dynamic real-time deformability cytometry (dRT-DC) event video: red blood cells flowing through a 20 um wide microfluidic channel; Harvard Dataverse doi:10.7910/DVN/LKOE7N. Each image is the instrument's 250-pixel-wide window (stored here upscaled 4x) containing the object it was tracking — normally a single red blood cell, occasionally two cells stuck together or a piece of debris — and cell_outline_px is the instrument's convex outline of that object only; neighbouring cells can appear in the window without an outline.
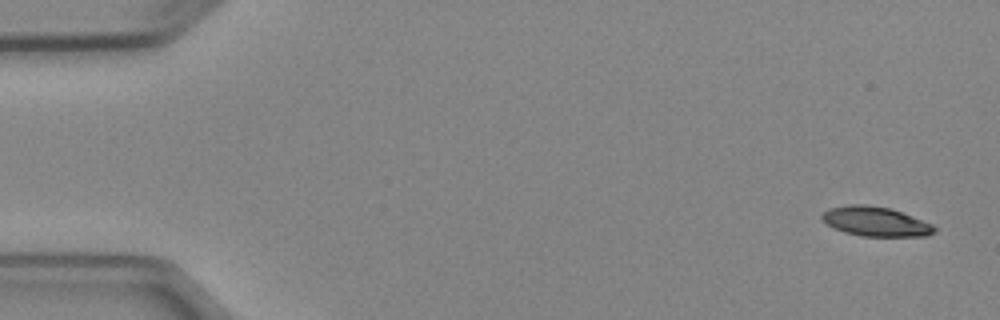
{"species": "Egyptian fruit bat (a non-hibernating species)", "species_latin": "Rousettus aegyptiacus", "temperature_condition": "cold", "stored_images_in_passage": 8, "camera_frame_rate_fps": 3000, "um_per_image_px": 0.085, "animal": {"sex": "female"}, "frame": {"image": 1, "passage_image": 1, "time_ms": 0.0, "image_size_px": [1000, 320], "cell_outline_px": [[936, 232], [928, 236], [860, 236], [844, 232], [820, 220], [820, 216], [828, 208], [848, 204], [864, 204], [888, 208], [912, 216], [932, 224], [936, 228]], "centroid_in_image_um": [74.4, 18.83], "position_along_channel_um": 10.6, "area_um2": 19.31}}
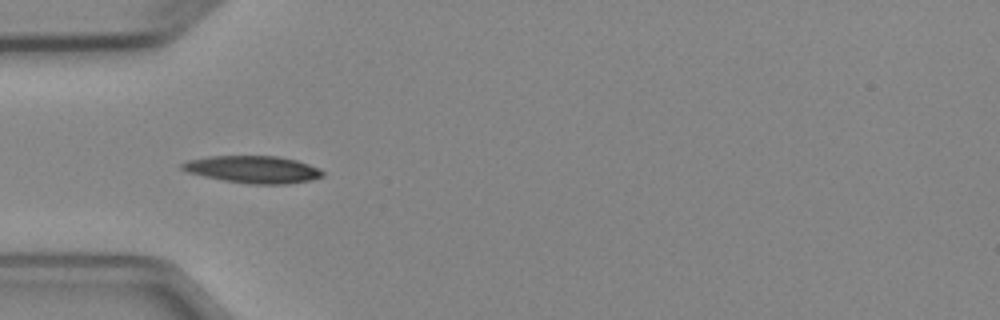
{"frame": {"image": 2, "passage_image": 5, "time_ms": 4.667, "image_size_px": [1000, 320], "cell_outline_px": [[324, 176], [312, 180], [288, 184], [248, 184], [224, 180], [204, 176], [188, 172], [180, 168], [180, 164], [188, 160], [208, 156], [276, 156], [296, 160], [320, 168], [324, 172]], "centroid_in_image_um": [21.53, 14.4], "position_along_channel_um": 63.5, "area_um2": 22.37}}